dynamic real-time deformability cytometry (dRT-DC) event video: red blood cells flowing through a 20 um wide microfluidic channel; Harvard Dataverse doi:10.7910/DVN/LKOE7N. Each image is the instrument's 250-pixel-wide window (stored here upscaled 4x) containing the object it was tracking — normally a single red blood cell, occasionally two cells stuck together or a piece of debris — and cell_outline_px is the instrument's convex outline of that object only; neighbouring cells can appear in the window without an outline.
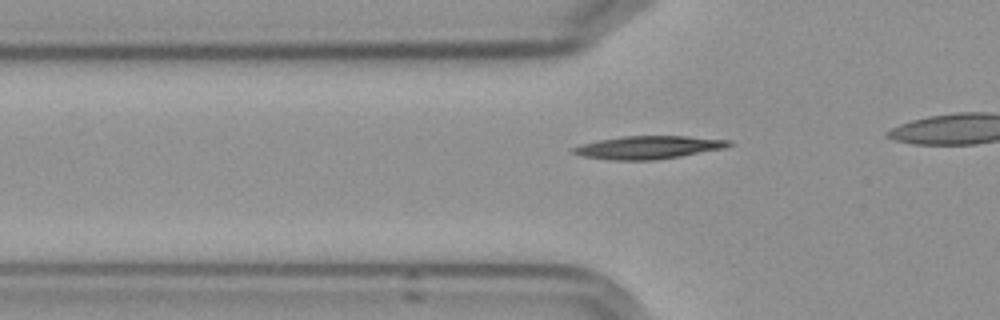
{"species": "Egyptian fruit bat (a non-hibernating species)", "species_latin": "Rousettus aegyptiacus", "temperature_condition": "cold", "stored_images_in_passage": 32, "camera_frame_rate_fps": 3000, "um_per_image_px": 0.085, "frame": {"image": 1, "passage_image": 5, "time_ms": 1.333, "image_size_px": [1000, 320], "cell_outline_px": [[732, 144], [724, 148], [680, 156], [656, 160], [608, 160], [584, 156], [572, 152], [572, 148], [580, 144], [620, 136], [688, 136], [732, 140]], "centroid_in_image_um": [55.11, 12.52], "position_along_channel_um": 70.7, "area_um2": 20.81}}
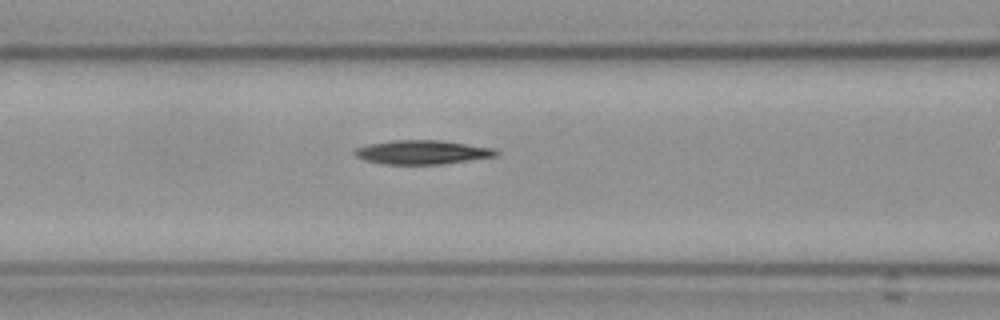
{"frame": {"image": 2, "passage_image": 10, "time_ms": 3.0, "image_size_px": [1000, 320], "cell_outline_px": [[500, 152], [496, 156], [440, 164], [384, 164], [364, 160], [356, 156], [352, 152], [356, 148], [368, 144], [392, 140], [440, 140], [496, 148]], "centroid_in_image_um": [35.88, 12.93], "position_along_channel_um": 130.7, "area_um2": 19.77}}